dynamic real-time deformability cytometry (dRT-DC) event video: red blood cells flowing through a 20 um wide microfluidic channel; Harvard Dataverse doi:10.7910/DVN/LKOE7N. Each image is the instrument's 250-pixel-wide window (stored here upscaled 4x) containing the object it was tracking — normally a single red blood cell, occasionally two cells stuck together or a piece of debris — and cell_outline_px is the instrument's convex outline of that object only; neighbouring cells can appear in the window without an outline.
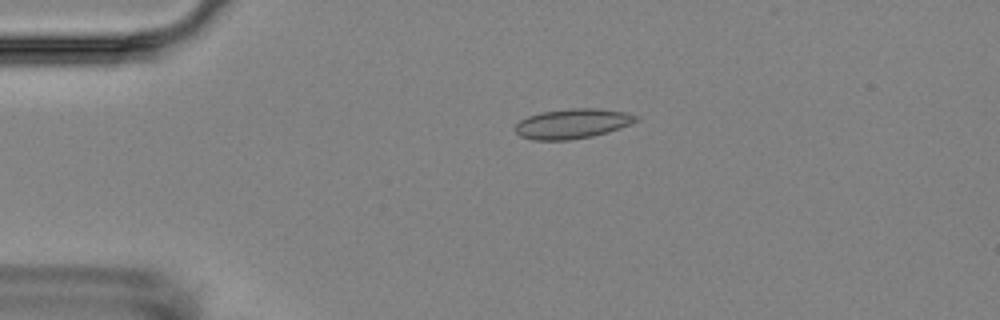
{"species": "Egyptian fruit bat (a non-hibernating species)", "species_latin": "Rousettus aegyptiacus", "temperature_condition": "room temperature", "stored_images_in_passage": 5, "camera_frame_rate_fps": 3000, "um_per_image_px": 0.085, "animal": {"sex": "female"}, "frame": {"image": 1, "passage_image": 4, "time_ms": 3.333, "image_size_px": [1000, 320], "cell_outline_px": [[640, 120], [620, 128], [608, 132], [592, 136], [568, 140], [532, 140], [520, 136], [516, 132], [516, 124], [520, 120], [528, 116], [540, 112], [568, 108], [600, 108], [624, 112], [640, 116]], "centroid_in_image_um": [48.68, 10.5], "position_along_channel_um": 36.3, "area_um2": 21.15}}